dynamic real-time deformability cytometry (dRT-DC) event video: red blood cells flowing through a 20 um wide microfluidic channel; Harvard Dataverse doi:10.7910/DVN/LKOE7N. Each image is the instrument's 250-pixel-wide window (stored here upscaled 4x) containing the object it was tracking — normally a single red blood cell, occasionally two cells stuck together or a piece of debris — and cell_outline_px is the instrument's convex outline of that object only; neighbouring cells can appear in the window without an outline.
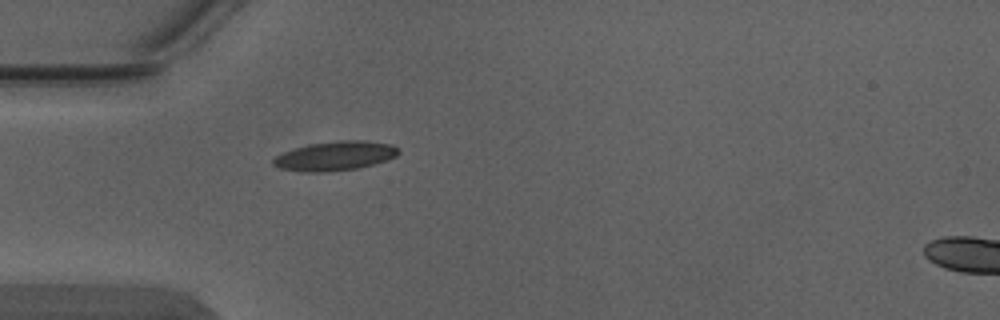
{"species": "Egyptian fruit bat (a non-hibernating species)", "species_latin": "Rousettus aegyptiacus", "temperature_condition": "warm", "stored_images_in_passage": 2, "segment_of_instrument_passage": [1, 2], "camera_frame_rate_fps": 3000, "um_per_image_px": 0.085, "animal": {"sex": "male"}, "frame": {"image": 1, "passage_image": 1, "time_ms": 0.0, "image_size_px": [1000, 320], "cell_outline_px": [[400, 152], [396, 156], [372, 164], [356, 168], [320, 172], [304, 172], [280, 168], [272, 164], [272, 160], [276, 156], [284, 152], [308, 144], [340, 140], [364, 140], [392, 144], [400, 148]], "centroid_in_image_um": [28.49, 13.24], "position_along_channel_um": 56.5, "area_um2": 21.15}}